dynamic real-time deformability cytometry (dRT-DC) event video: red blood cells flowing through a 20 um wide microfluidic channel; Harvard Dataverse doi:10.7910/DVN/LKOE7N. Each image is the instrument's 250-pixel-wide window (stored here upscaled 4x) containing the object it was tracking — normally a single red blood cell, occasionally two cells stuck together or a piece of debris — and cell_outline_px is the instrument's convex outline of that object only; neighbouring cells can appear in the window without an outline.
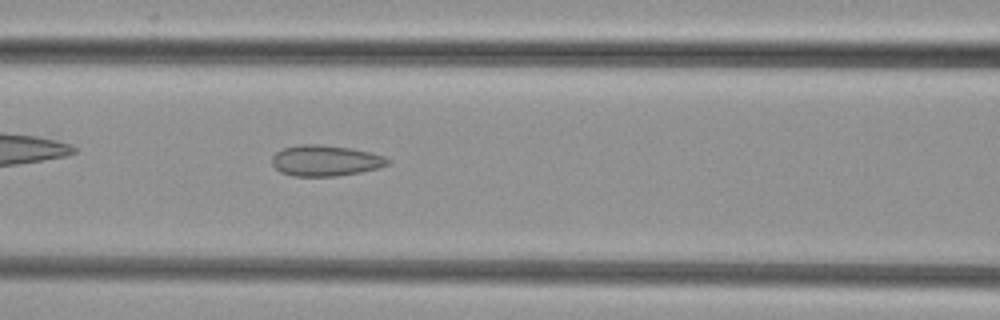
{"species": "common noctule bat (a hibernating species)", "species_latin": "Nyctalus noctula", "temperature_condition": "cold", "stored_images_in_passage": 37, "camera_frame_rate_fps": 3000, "um_per_image_px": 0.085, "animal": {"sex": "female", "body_mass_g": 29.2, "forearm_length_mm": 56.3}, "frame": {"image": 1, "passage_image": 8, "time_ms": 2.333, "image_size_px": [1000, 320], "cell_outline_px": [[392, 160], [388, 164], [376, 168], [360, 172], [336, 176], [292, 176], [280, 172], [272, 164], [272, 156], [276, 152], [284, 148], [300, 144], [320, 144], [352, 148], [384, 156]], "centroid_in_image_um": [27.64, 13.65], "position_along_channel_um": 139.0, "area_um2": 20.81}}
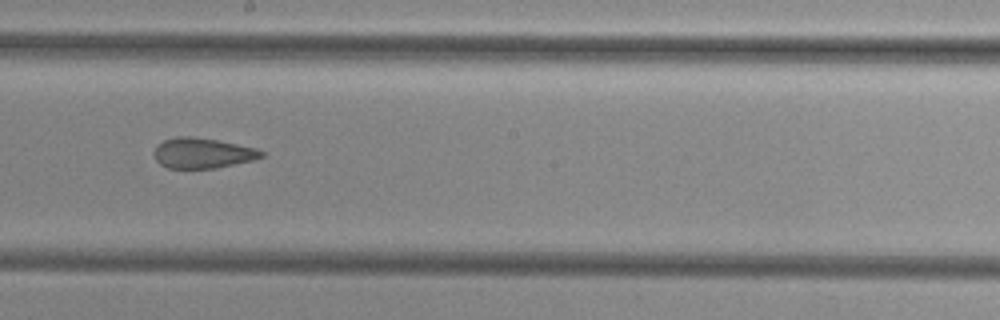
{"frame": {"image": 2, "passage_image": 15, "time_ms": 4.667, "image_size_px": [1000, 320], "cell_outline_px": [[264, 156], [252, 160], [216, 168], [168, 168], [160, 164], [156, 160], [152, 152], [156, 144], [164, 140], [176, 136], [192, 136], [216, 140], [256, 148], [264, 152]], "centroid_in_image_um": [17.16, 13.01], "position_along_channel_um": 231.0, "area_um2": 19.02}}
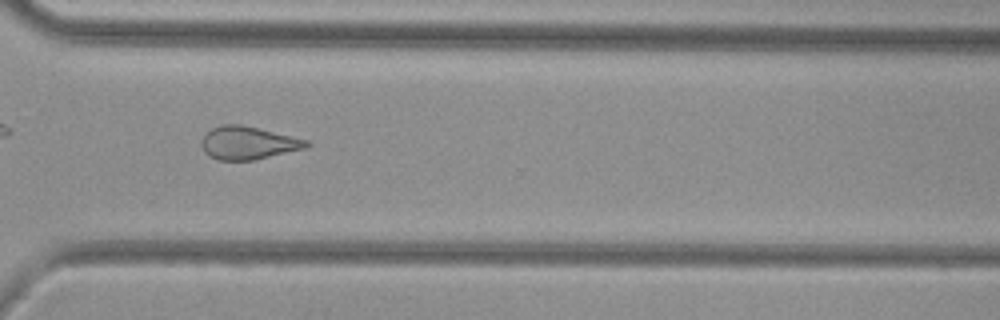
{"frame": {"image": 3, "passage_image": 24, "time_ms": 7.667, "image_size_px": [1000, 320], "cell_outline_px": [[312, 144], [308, 148], [252, 160], [220, 160], [208, 156], [204, 152], [200, 144], [200, 140], [212, 128], [224, 124], [240, 124], [308, 140]], "centroid_in_image_um": [21.08, 12.15], "position_along_channel_um": 349.5, "area_um2": 20.11}}